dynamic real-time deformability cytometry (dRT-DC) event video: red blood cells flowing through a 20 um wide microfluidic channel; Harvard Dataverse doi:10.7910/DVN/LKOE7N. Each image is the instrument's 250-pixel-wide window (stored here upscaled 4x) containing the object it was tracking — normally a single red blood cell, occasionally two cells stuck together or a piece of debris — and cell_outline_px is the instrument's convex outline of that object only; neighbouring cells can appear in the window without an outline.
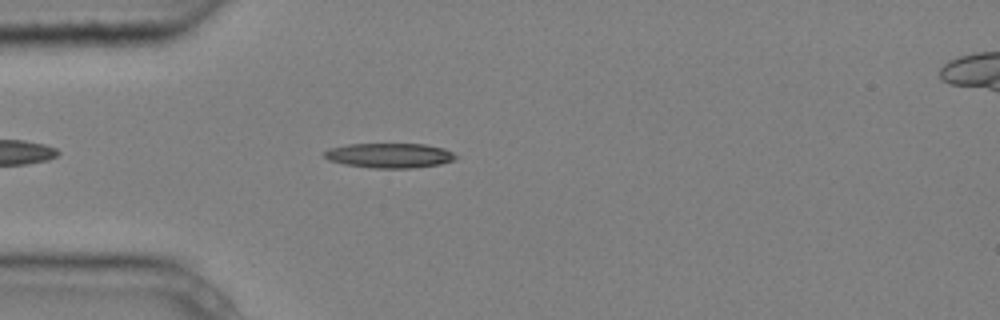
{"species": "common noctule bat (a hibernating species)", "species_latin": "Nyctalus noctula", "temperature_condition": "cold", "stored_images_in_passage": 4, "camera_frame_rate_fps": 3000, "um_per_image_px": 0.085, "animal": {"sex": "male", "body_mass_g": 20.4}, "frame": {"image": 1, "passage_image": 4, "time_ms": 1.0, "image_size_px": [1000, 320], "cell_outline_px": [[460, 156], [456, 160], [440, 164], [412, 168], [372, 168], [344, 164], [328, 160], [324, 156], [324, 152], [328, 148], [348, 144], [424, 144], [444, 148]], "centroid_in_image_um": [33.13, 13.21], "position_along_channel_um": 51.9, "area_um2": 19.13}}